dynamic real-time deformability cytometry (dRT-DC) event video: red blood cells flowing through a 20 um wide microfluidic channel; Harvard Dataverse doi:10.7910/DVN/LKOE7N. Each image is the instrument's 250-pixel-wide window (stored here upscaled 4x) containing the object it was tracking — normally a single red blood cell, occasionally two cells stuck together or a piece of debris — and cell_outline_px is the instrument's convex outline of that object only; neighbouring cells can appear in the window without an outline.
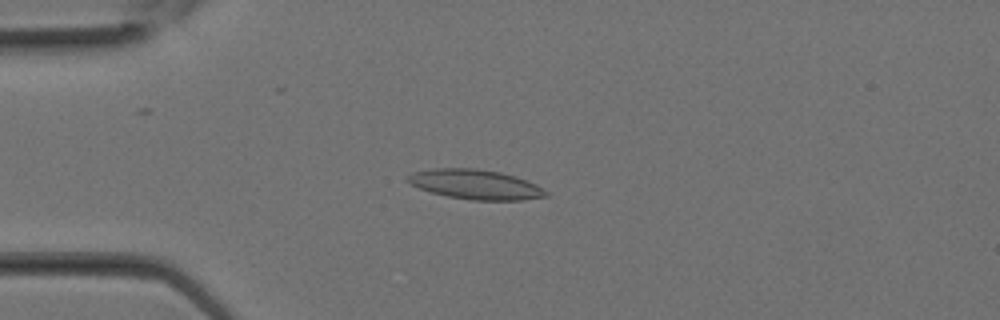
{"species": "Egyptian fruit bat (a non-hibernating species)", "species_latin": "Rousettus aegyptiacus", "temperature_condition": "room temperature", "stored_images_in_passage": 13, "camera_frame_rate_fps": 3000, "um_per_image_px": 0.085, "animal": {"sex": "female"}, "frame": {"image": 1, "passage_image": 8, "time_ms": 2.333, "image_size_px": [1000, 320], "cell_outline_px": [[548, 196], [520, 200], [472, 200], [448, 196], [432, 192], [420, 188], [404, 180], [404, 176], [412, 172], [432, 168], [476, 168], [500, 172], [516, 176], [536, 184], [548, 192]], "centroid_in_image_um": [40.38, 15.66], "position_along_channel_um": 44.6, "area_um2": 23.99}}
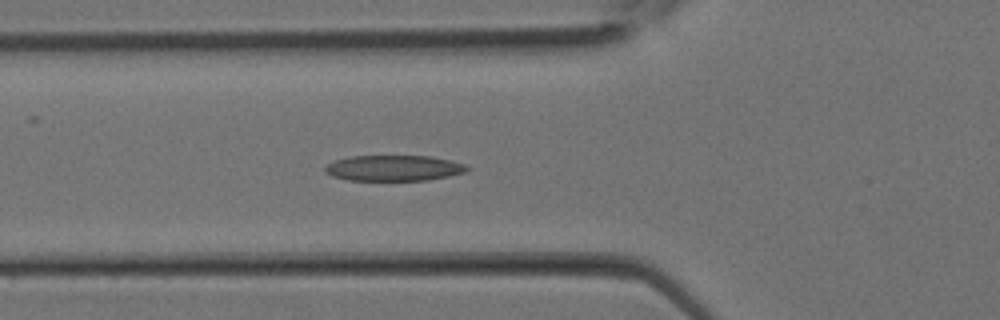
{"frame": {"image": 2, "passage_image": 11, "time_ms": 3.333, "image_size_px": [1000, 320], "cell_outline_px": [[468, 168], [464, 172], [448, 176], [428, 180], [348, 180], [332, 176], [324, 172], [324, 168], [328, 164], [336, 160], [348, 156], [432, 156], [452, 160], [464, 164]], "centroid_in_image_um": [33.45, 14.28], "position_along_channel_um": 92.4, "area_um2": 21.21}}
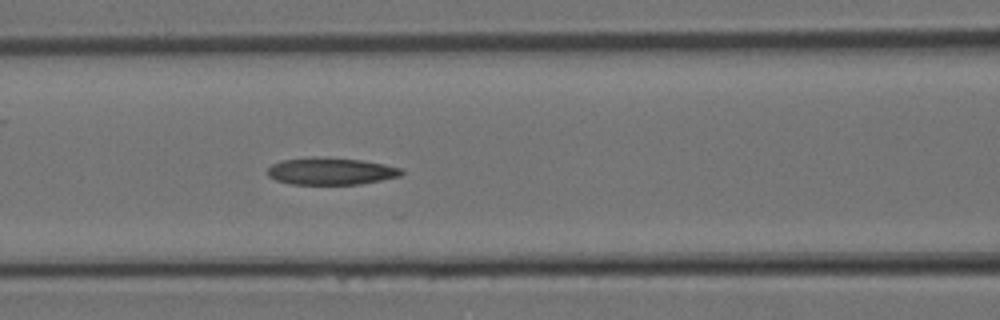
{"frame": {"image": 3, "passage_image": 13, "time_ms": 4.0, "image_size_px": [1000, 320], "cell_outline_px": [[404, 172], [400, 176], [360, 184], [292, 184], [276, 180], [268, 176], [268, 168], [272, 164], [280, 160], [312, 156], [316, 156], [360, 160], [384, 164], [404, 168]], "centroid_in_image_um": [28.12, 14.54], "position_along_channel_um": 138.5, "area_um2": 21.27}}